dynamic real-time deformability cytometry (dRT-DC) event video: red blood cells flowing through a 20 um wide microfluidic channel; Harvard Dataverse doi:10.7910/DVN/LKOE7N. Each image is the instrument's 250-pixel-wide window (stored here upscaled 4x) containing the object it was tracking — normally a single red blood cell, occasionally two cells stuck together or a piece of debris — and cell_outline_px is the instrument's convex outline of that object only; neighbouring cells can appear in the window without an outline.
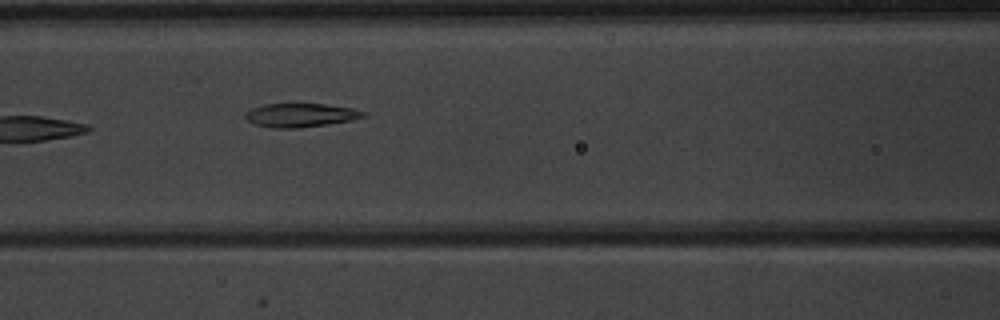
{"species": "common noctule bat (a hibernating species)", "species_latin": "Nyctalus noctula", "temperature_condition": "warm", "stored_images_in_passage": 8, "camera_frame_rate_fps": 3000, "um_per_image_px": 0.085, "animal": {"sex": "male", "body_mass_g": 20.1, "forearm_length_mm": 53.5}, "frame": {"image": 1, "passage_image": 7, "time_ms": 7.0, "image_size_px": [1000, 320], "cell_outline_px": [[368, 116], [352, 120], [328, 124], [296, 128], [272, 128], [256, 124], [248, 120], [244, 116], [244, 112], [252, 108], [264, 104], [324, 104], [352, 108], [364, 112]], "centroid_in_image_um": [25.54, 9.79], "position_along_channel_um": 141.1, "area_um2": 16.24}}